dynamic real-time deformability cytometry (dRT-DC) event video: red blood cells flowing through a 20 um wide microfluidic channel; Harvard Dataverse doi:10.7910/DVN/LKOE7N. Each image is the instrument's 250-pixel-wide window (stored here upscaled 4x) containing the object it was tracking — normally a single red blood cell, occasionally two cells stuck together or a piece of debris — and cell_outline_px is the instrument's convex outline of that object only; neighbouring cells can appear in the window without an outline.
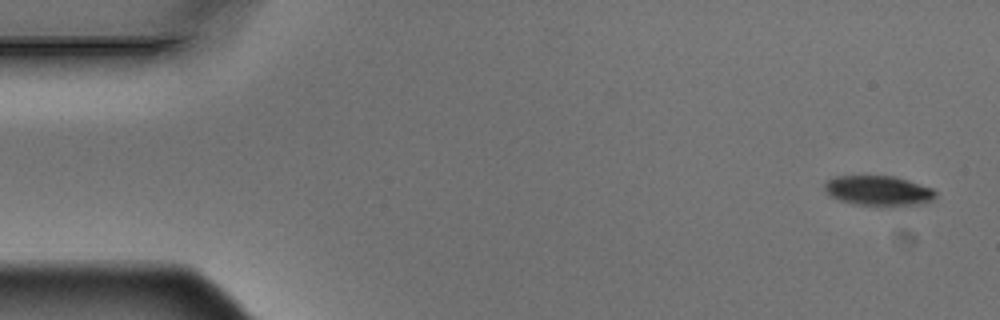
{"species": "Egyptian fruit bat (a non-hibernating species)", "species_latin": "Rousettus aegyptiacus", "temperature_condition": "warm", "stored_images_in_passage": 5, "camera_frame_rate_fps": 3000, "um_per_image_px": 0.085, "animal": {"sex": "male"}, "frame": {"image": 1, "passage_image": 1, "time_ms": 0.0, "image_size_px": [1000, 320], "cell_outline_px": [[936, 196], [932, 200], [916, 204], [852, 204], [840, 200], [832, 196], [824, 188], [824, 184], [828, 180], [836, 176], [892, 176], [908, 180], [932, 188], [936, 192]], "centroid_in_image_um": [74.65, 16.18], "position_along_channel_um": 10.3, "area_um2": 18.73}}
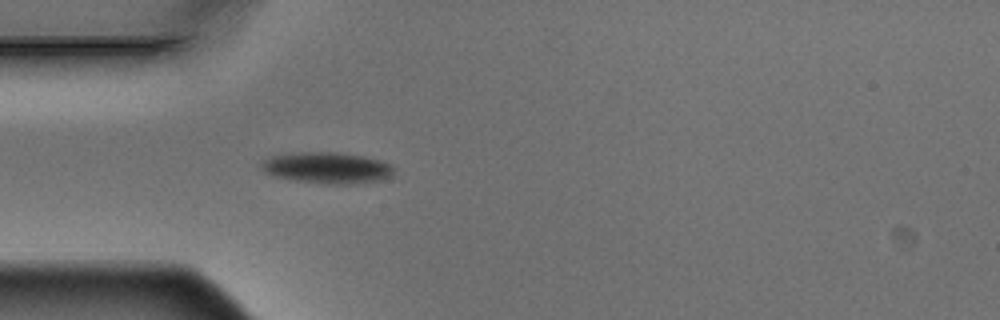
{"frame": {"image": 2, "passage_image": 5, "time_ms": 1.333, "image_size_px": [1000, 320], "cell_outline_px": [[392, 176], [380, 180], [348, 184], [328, 184], [296, 180], [276, 176], [264, 172], [260, 164], [264, 160], [272, 156], [292, 152], [336, 152], [364, 156], [380, 160], [392, 164]], "centroid_in_image_um": [27.81, 14.25], "position_along_channel_um": 57.2, "area_um2": 23.99}}